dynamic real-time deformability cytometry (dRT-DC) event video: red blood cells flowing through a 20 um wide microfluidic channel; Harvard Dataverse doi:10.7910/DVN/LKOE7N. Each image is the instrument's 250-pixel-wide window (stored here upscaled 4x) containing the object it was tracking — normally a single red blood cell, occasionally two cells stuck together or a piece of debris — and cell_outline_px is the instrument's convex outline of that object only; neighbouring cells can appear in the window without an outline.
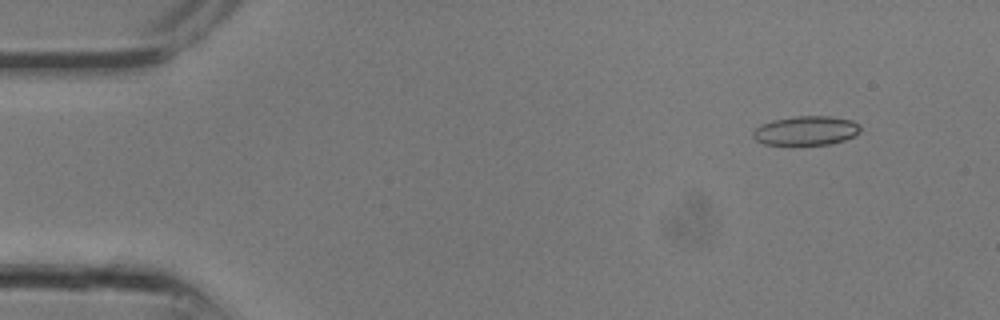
{"species": "common noctule bat (a hibernating species)", "species_latin": "Nyctalus noctula", "temperature_condition": "room temperature", "stored_images_in_passage": 14, "camera_frame_rate_fps": 3000, "um_per_image_px": 0.085, "animal": {"sex": "male", "body_mass_g": 13.3}, "frame": {"image": 1, "passage_image": 2, "time_ms": 0.333, "image_size_px": [1000, 320], "cell_outline_px": [[860, 132], [844, 140], [832, 144], [764, 144], [756, 140], [752, 136], [752, 132], [760, 124], [772, 120], [796, 116], [832, 116], [852, 120], [860, 124]], "centroid_in_image_um": [68.52, 11.09], "position_along_channel_um": 16.5, "area_um2": 18.26}}
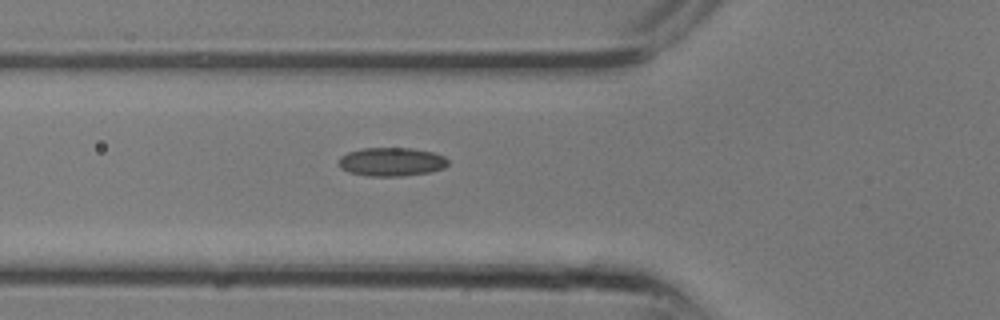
{"frame": {"image": 2, "passage_image": 9, "time_ms": 2.667, "image_size_px": [1000, 320], "cell_outline_px": [[448, 164], [444, 168], [432, 172], [404, 176], [368, 176], [348, 172], [340, 168], [336, 164], [340, 156], [348, 152], [364, 148], [412, 148], [432, 152], [444, 156], [448, 160]], "centroid_in_image_um": [33.26, 13.76], "position_along_channel_um": 92.5, "area_um2": 18.5}}
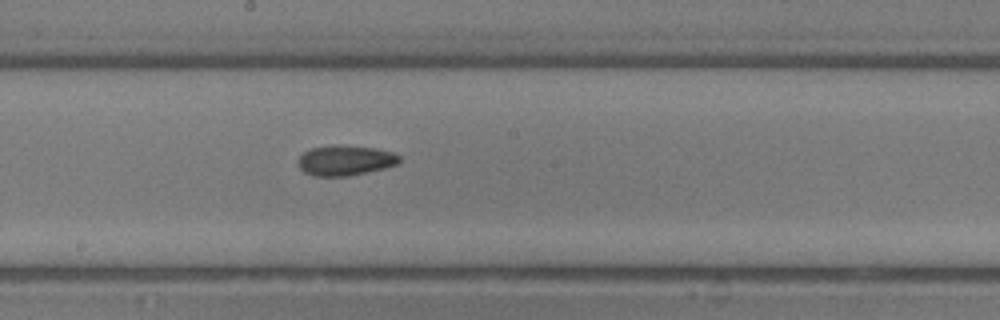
{"frame": {"image": 3, "passage_image": 14, "time_ms": 4.333, "image_size_px": [1000, 320], "cell_outline_px": [[400, 164], [368, 172], [348, 176], [316, 176], [304, 172], [300, 168], [300, 156], [304, 152], [312, 148], [340, 144], [376, 148], [392, 152], [400, 156]], "centroid_in_image_um": [29.4, 13.63], "position_along_channel_um": 218.8, "area_um2": 17.8}}